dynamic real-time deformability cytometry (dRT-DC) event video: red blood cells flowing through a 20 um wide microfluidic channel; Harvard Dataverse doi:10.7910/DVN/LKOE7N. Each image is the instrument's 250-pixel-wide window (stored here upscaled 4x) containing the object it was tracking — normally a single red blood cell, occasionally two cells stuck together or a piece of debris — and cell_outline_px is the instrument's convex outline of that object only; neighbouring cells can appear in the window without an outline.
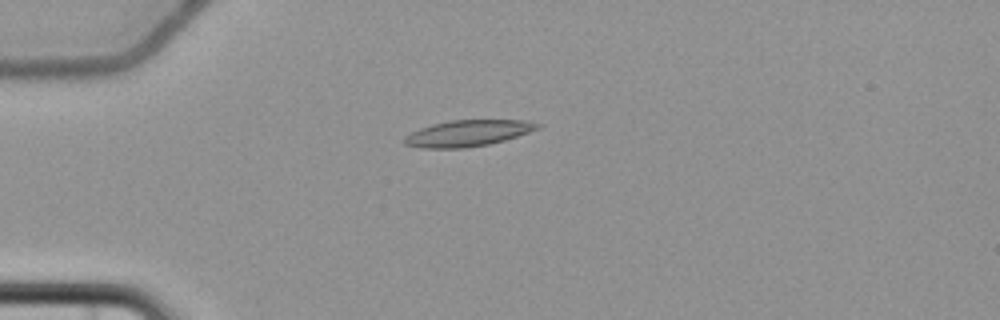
{"species": "common noctule bat (a hibernating species)", "species_latin": "Nyctalus noctula", "temperature_condition": "cold", "stored_images_in_passage": 8, "camera_frame_rate_fps": 3000, "um_per_image_px": 0.085, "animal": {"sex": "female", "body_mass_g": 22.7, "forearm_length_mm": 54.2}, "frame": {"image": 1, "passage_image": 5, "time_ms": 4.667, "image_size_px": [1000, 320], "cell_outline_px": [[544, 124], [540, 128], [504, 140], [488, 144], [464, 148], [420, 148], [404, 144], [404, 136], [420, 128], [432, 124], [448, 120], [524, 120]], "centroid_in_image_um": [39.76, 11.32], "position_along_channel_um": 45.2, "area_um2": 20.35}}
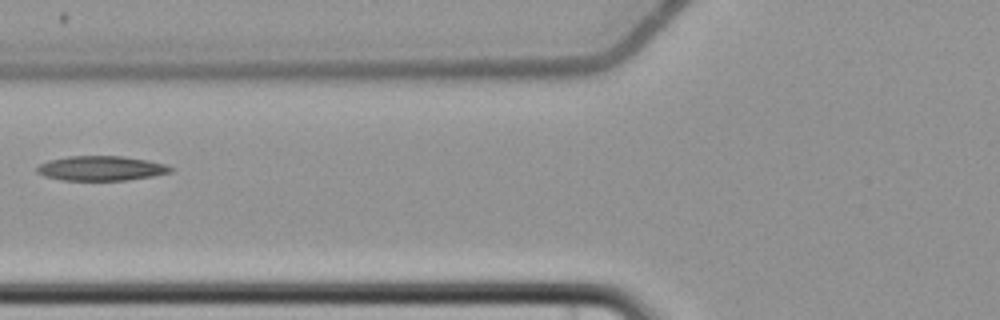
{"frame": {"image": 2, "passage_image": 7, "time_ms": 7.333, "image_size_px": [1000, 320], "cell_outline_px": [[176, 168], [172, 172], [152, 176], [128, 180], [60, 180], [44, 176], [36, 172], [36, 168], [40, 164], [48, 160], [68, 156], [124, 156], [148, 160], [164, 164]], "centroid_in_image_um": [8.6, 14.3], "position_along_channel_um": 117.2, "area_um2": 19.36}}
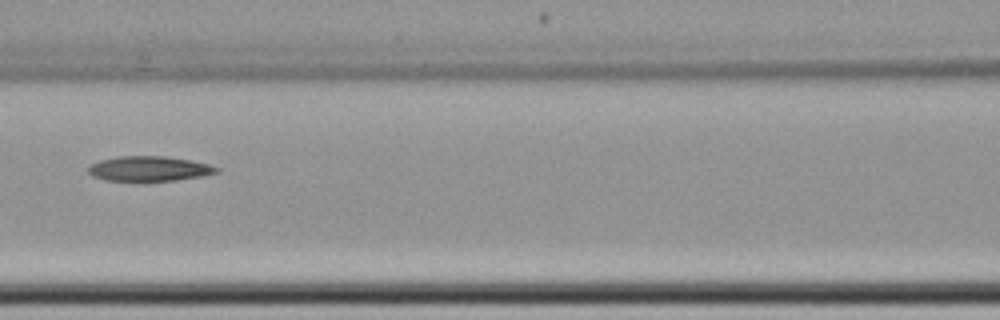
{"frame": {"image": 3, "passage_image": 8, "time_ms": 8.333, "image_size_px": [1000, 320], "cell_outline_px": [[220, 172], [204, 176], [176, 180], [144, 184], [104, 180], [92, 176], [88, 172], [88, 168], [92, 164], [100, 160], [116, 156], [164, 156], [188, 160], [208, 164], [220, 168]], "centroid_in_image_um": [12.66, 14.39], "position_along_channel_um": 153.9, "area_um2": 19.54}}